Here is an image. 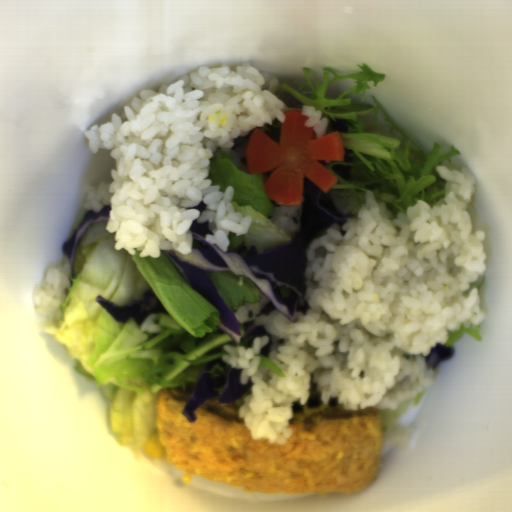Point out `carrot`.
<instances>
[{
	"label": "carrot",
	"mask_w": 512,
	"mask_h": 512,
	"mask_svg": "<svg viewBox=\"0 0 512 512\" xmlns=\"http://www.w3.org/2000/svg\"><path fill=\"white\" fill-rule=\"evenodd\" d=\"M284 114L279 141L258 127L251 131L247 173L268 174L263 188L277 206L301 207L304 177L326 194L337 185L338 177L324 164L345 161L344 144L338 130L318 137L313 128L305 127L309 118L302 111L285 110Z\"/></svg>",
	"instance_id": "b8716197"
}]
</instances>
